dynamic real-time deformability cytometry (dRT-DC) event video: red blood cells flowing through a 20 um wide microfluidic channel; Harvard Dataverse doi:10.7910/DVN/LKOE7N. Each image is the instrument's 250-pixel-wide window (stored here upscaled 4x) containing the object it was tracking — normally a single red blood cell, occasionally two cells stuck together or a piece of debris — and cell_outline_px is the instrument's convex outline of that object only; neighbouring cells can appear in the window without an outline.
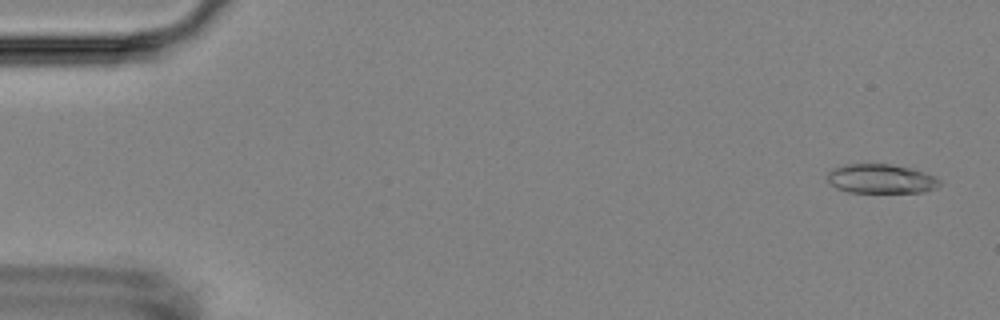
{"species": "Egyptian fruit bat (a non-hibernating species)", "species_latin": "Rousettus aegyptiacus", "temperature_condition": "room temperature", "stored_images_in_passage": 12, "camera_frame_rate_fps": 3000, "um_per_image_px": 0.085, "animal": {"sex": "female"}, "frame": {"image": 1, "passage_image": 2, "time_ms": 0.333, "image_size_px": [1000, 320], "cell_outline_px": [[940, 184], [932, 188], [920, 192], [848, 192], [836, 188], [828, 180], [828, 172], [832, 168], [844, 164], [888, 164], [912, 168], [936, 176], [940, 180]], "centroid_in_image_um": [74.86, 15.18], "position_along_channel_um": 10.1, "area_um2": 19.02}}